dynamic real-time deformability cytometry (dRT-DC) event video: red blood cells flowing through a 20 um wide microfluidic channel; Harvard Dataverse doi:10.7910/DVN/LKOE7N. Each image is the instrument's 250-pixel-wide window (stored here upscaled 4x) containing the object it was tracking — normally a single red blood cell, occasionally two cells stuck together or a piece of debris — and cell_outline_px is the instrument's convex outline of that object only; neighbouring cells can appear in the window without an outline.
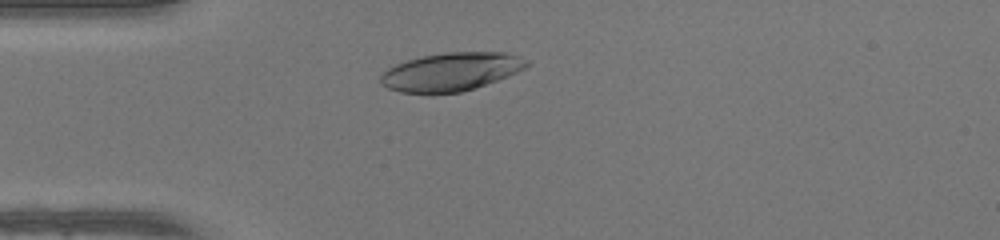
{"species": "human", "species_latin": "Homo sapiens", "temperature_condition": "warm", "stored_images_in_passage": 35, "camera_frame_rate_fps": 3000, "um_per_image_px": 0.085, "donor": {"sex": "female"}, "frame": {"image": 1, "passage_image": 7, "time_ms": 2.0, "image_size_px": [1000, 240], "cell_outline_px": [[528, 64], [524, 68], [508, 76], [460, 92], [400, 92], [388, 88], [380, 84], [380, 76], [388, 68], [396, 64], [408, 60], [424, 56], [444, 52], [504, 52], [528, 60]], "centroid_in_image_um": [38.31, 6.08], "position_along_channel_um": 46.7, "area_um2": 31.91}}
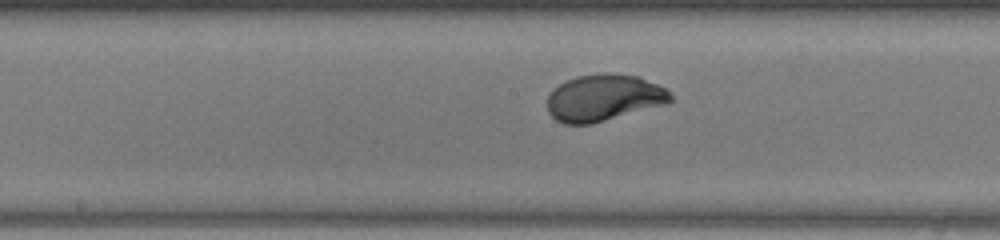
{"frame": {"image": 2, "passage_image": 19, "time_ms": 6.0, "image_size_px": [1000, 240], "cell_outline_px": [[672, 100], [668, 104], [592, 124], [564, 124], [556, 120], [548, 112], [548, 96], [552, 88], [576, 76], [636, 76], [656, 84], [664, 88], [672, 96]], "centroid_in_image_um": [51.3, 8.37], "position_along_channel_um": 196.9, "area_um2": 32.71}}
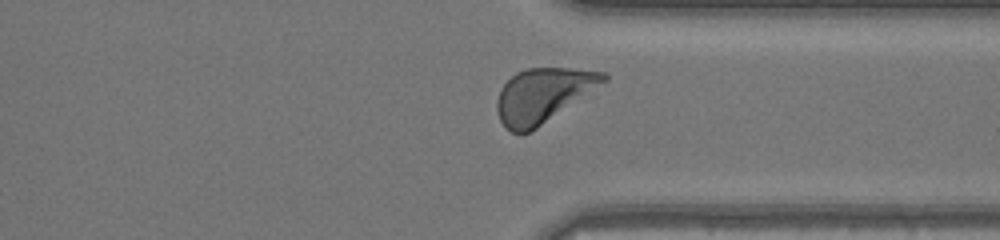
{"frame": {"image": 3, "passage_image": 31, "time_ms": 10.0, "image_size_px": [1000, 240], "cell_outline_px": [[608, 80], [596, 96], [536, 128], [528, 132], [512, 132], [500, 120], [496, 108], [496, 100], [500, 88], [516, 72], [528, 68], [568, 68], [608, 72]], "centroid_in_image_um": [46.34, 8.1], "position_along_channel_um": 365.1, "area_um2": 35.26}, "authors_computed_cell_mechanics": {"area_um2": 33.6974, "velocity_mm_per_s": 4.1915, "shape_relaxation_time_tau1_ms": 2.9838, "shape_relaxation_time_tau2_ms": null, "deformation_change_tau1": 0.2032, "deformation_change_tau2": null}}